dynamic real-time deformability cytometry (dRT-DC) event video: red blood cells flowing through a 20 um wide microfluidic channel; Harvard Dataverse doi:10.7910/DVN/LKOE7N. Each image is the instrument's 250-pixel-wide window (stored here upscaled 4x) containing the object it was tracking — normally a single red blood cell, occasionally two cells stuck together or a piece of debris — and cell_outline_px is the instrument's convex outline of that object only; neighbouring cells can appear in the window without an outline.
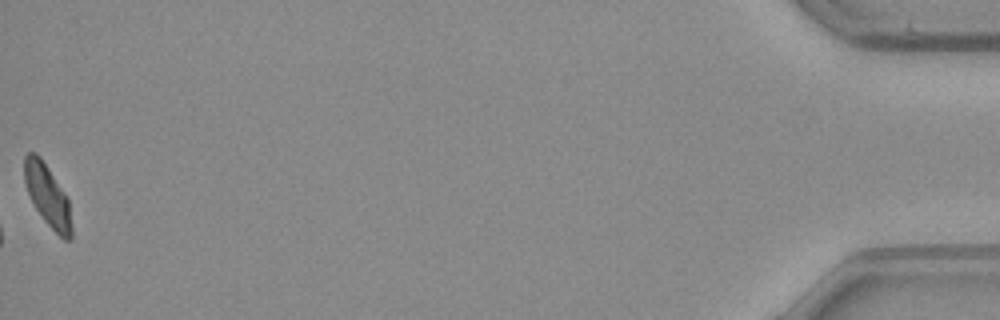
{"species": "common noctule bat (a hibernating species)", "species_latin": "Nyctalus noctula", "temperature_condition": "warm", "stored_images_in_passage": 38, "camera_frame_rate_fps": 3000, "um_per_image_px": 0.085, "animal": {"sex": "male", "body_mass_g": 23.1, "forearm_length_mm": 52.7}, "frame": {"image": 1, "passage_image": 38, "time_ms": 12.333, "image_size_px": [1000, 320], "cell_outline_px": [[72, 240], [64, 240], [44, 220], [36, 208], [28, 192], [24, 180], [24, 156], [28, 152], [36, 152], [40, 156], [68, 200], [72, 228]], "centroid_in_image_um": [4.03, 16.62], "position_along_channel_um": 431.2, "area_um2": 16.53}}